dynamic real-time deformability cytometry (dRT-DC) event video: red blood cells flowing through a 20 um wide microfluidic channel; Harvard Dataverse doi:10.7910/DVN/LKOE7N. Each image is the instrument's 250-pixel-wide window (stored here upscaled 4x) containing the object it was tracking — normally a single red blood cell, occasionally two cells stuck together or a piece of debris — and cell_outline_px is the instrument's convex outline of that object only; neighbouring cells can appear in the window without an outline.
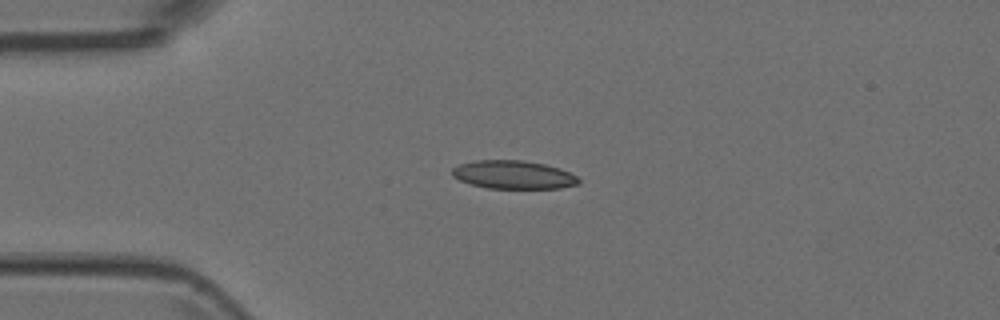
{"species": "Egyptian fruit bat (a non-hibernating species)", "species_latin": "Rousettus aegyptiacus", "temperature_condition": "room temperature", "stored_images_in_passage": 3, "camera_frame_rate_fps": 3000, "um_per_image_px": 0.085, "animal": {"sex": "female"}, "frame": {"image": 1, "passage_image": 2, "time_ms": 0.333, "image_size_px": [1000, 320], "cell_outline_px": [[580, 184], [560, 188], [488, 188], [472, 184], [460, 180], [452, 176], [452, 168], [460, 164], [476, 160], [524, 160], [544, 164], [560, 168], [576, 176], [580, 180]], "centroid_in_image_um": [43.65, 14.85], "position_along_channel_um": 41.3, "area_um2": 20.81}}